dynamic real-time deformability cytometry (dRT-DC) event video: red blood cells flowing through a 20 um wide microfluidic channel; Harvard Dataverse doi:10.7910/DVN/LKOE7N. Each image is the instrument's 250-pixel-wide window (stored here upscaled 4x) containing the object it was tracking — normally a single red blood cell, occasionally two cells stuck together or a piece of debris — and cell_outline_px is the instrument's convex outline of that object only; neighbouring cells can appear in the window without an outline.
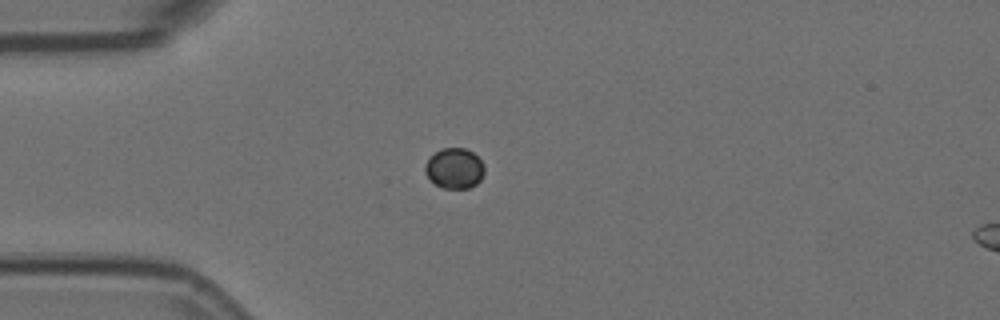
{"species": "Egyptian fruit bat (a non-hibernating species)", "species_latin": "Rousettus aegyptiacus", "temperature_condition": "room temperature", "stored_images_in_passage": 13, "camera_frame_rate_fps": 3000, "um_per_image_px": 0.085, "animal": {"sex": "female"}, "frame": {"image": 1, "passage_image": 3, "time_ms": 0.667, "image_size_px": [1000, 320], "cell_outline_px": [[484, 172], [480, 180], [476, 184], [468, 188], [444, 188], [436, 184], [428, 176], [424, 168], [424, 164], [440, 148], [464, 148], [472, 152], [484, 164]], "centroid_in_image_um": [38.64, 14.3], "position_along_channel_um": 46.4, "area_um2": 13.76}}
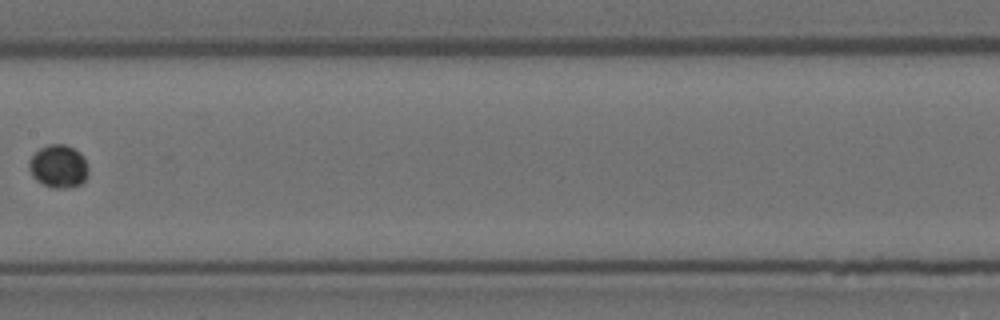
{"frame": {"image": 2, "passage_image": 7, "time_ms": 2.0, "image_size_px": [1000, 320], "cell_outline_px": [[88, 176], [80, 184], [72, 188], [52, 188], [36, 180], [32, 176], [28, 168], [28, 160], [40, 148], [48, 144], [64, 144], [80, 152], [88, 164]], "centroid_in_image_um": [4.97, 14.15], "position_along_channel_um": 202.4, "area_um2": 15.03}}
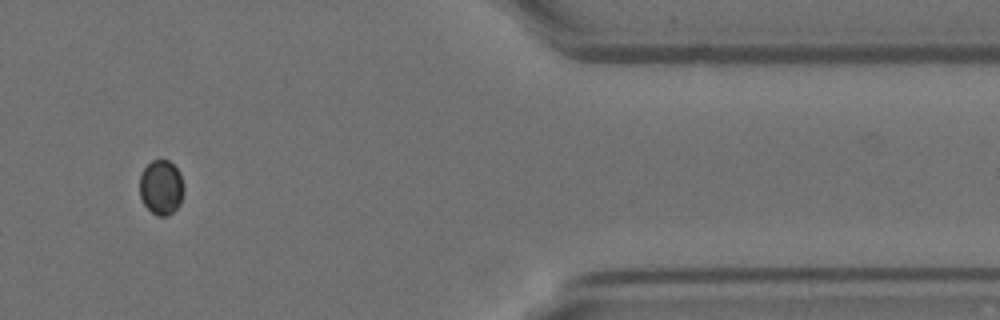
{"frame": {"image": 3, "passage_image": 12, "time_ms": 3.667, "image_size_px": [1000, 320], "cell_outline_px": [[184, 188], [180, 204], [168, 216], [156, 216], [144, 204], [140, 196], [140, 176], [144, 168], [152, 160], [168, 160], [180, 172], [184, 184]], "centroid_in_image_um": [13.71, 15.93], "position_along_channel_um": 397.7, "area_um2": 14.1}}